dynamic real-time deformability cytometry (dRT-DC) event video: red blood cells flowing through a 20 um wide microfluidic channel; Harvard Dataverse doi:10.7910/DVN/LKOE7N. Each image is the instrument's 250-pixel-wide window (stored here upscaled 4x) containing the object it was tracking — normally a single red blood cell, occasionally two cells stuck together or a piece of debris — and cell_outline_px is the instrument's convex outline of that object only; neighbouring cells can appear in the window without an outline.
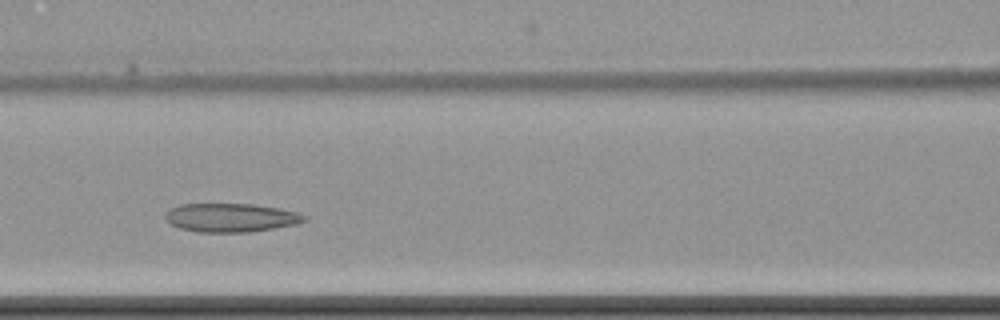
{"species": "common noctule bat (a hibernating species)", "species_latin": "Nyctalus noctula", "temperature_condition": "cold", "stored_images_in_passage": 5, "camera_frame_rate_fps": 3000, "um_per_image_px": 0.085, "animal": {"sex": "female", "body_mass_g": 22.7, "forearm_length_mm": 54.2}, "frame": {"image": 1, "passage_image": 5, "time_ms": 4.667, "image_size_px": [1000, 320], "cell_outline_px": [[308, 220], [296, 224], [248, 232], [196, 232], [180, 228], [164, 220], [164, 212], [168, 208], [180, 204], [252, 204], [280, 208], [296, 212], [308, 216]], "centroid_in_image_um": [19.58, 18.49], "position_along_channel_um": 147.0, "area_um2": 23.41}}